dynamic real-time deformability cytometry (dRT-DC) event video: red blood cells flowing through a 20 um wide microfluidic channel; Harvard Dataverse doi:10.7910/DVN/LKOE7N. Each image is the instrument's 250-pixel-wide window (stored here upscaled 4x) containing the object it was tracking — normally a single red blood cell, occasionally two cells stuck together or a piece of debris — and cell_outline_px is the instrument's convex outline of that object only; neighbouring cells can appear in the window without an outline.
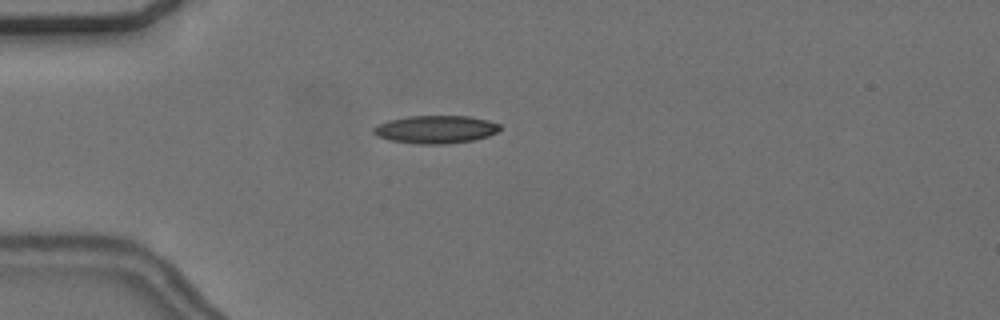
{"species": "common noctule bat (a hibernating species)", "species_latin": "Nyctalus noctula", "temperature_condition": "cold", "stored_images_in_passage": 47, "camera_frame_rate_fps": 3000, "um_per_image_px": 0.085, "animal": {"sex": "female", "body_mass_g": 24.6, "forearm_length_mm": 56.2}, "frame": {"image": 1, "passage_image": 6, "time_ms": 1.667, "image_size_px": [1000, 320], "cell_outline_px": [[500, 128], [496, 132], [488, 136], [472, 140], [448, 144], [420, 144], [388, 140], [376, 136], [372, 132], [372, 128], [388, 120], [408, 116], [468, 116], [488, 120], [500, 124]], "centroid_in_image_um": [37.0, 11.0], "position_along_channel_um": 48.0, "area_um2": 20.58}}
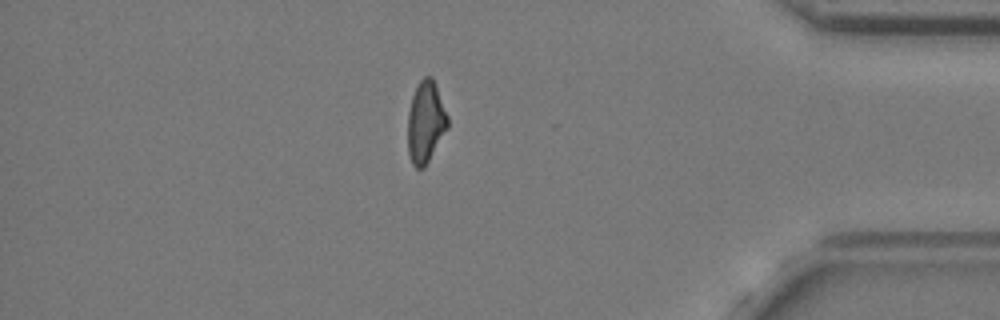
{"frame": {"image": 2, "passage_image": 39, "time_ms": 12.667, "image_size_px": [1000, 320], "cell_outline_px": [[448, 128], [424, 168], [416, 168], [412, 164], [408, 152], [408, 112], [412, 96], [420, 80], [424, 76], [432, 76], [436, 84], [448, 116]], "centroid_in_image_um": [36.18, 10.37], "position_along_channel_um": 399.0, "area_um2": 19.02}}
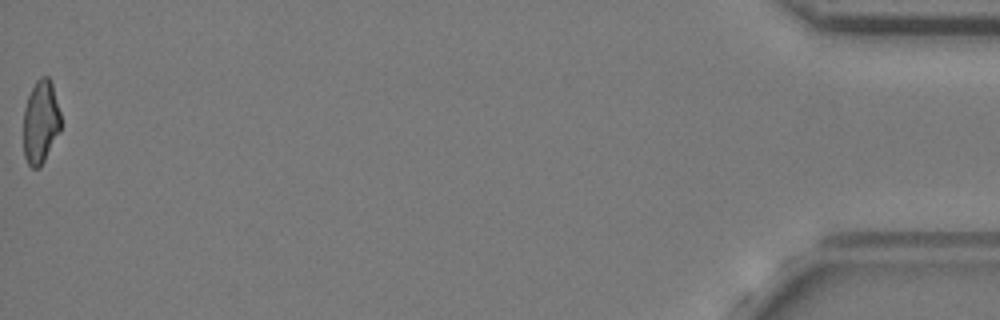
{"frame": {"image": 3, "passage_image": 47, "time_ms": 15.333, "image_size_px": [1000, 320], "cell_outline_px": [[60, 128], [40, 168], [32, 168], [28, 164], [24, 156], [24, 108], [28, 96], [36, 80], [40, 76], [48, 76], [52, 84], [60, 112]], "centroid_in_image_um": [3.44, 10.35], "position_along_channel_um": 431.8, "area_um2": 17.86}, "authors_computed_cell_mechanics": {"area_um2": 19.7676, "velocity_mm_per_s": 3.6619, "shape_relaxation_time_tau1_ms": 9.3942, "shape_relaxation_time_tau2_ms": 3.8418, "deformation_change_tau1": 0.2216, "deformation_change_tau2": 0.125}}